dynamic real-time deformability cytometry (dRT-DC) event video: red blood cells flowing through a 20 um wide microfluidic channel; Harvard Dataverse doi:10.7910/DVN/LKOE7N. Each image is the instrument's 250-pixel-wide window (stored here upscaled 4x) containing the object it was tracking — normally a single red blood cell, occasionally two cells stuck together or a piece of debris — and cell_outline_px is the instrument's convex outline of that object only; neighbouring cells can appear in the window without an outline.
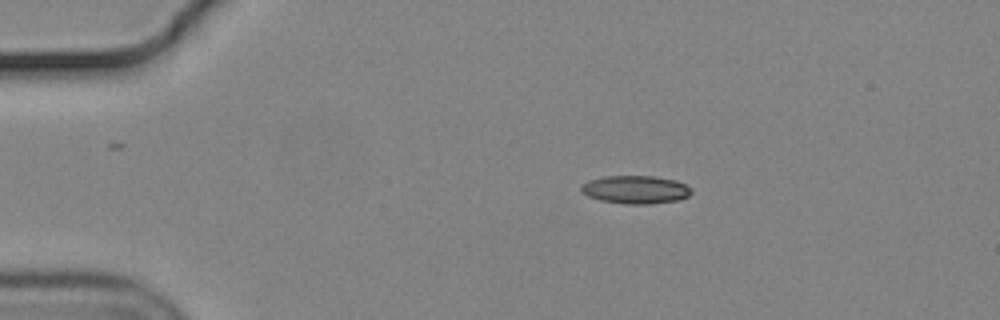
{"species": "common noctule bat (a hibernating species)", "species_latin": "Nyctalus noctula", "temperature_condition": "cold", "stored_images_in_passage": 46, "camera_frame_rate_fps": 3000, "um_per_image_px": 0.085, "animal": {"sex": "male", "body_mass_g": 19.2, "forearm_length_mm": 51.8}, "frame": {"image": 1, "passage_image": 1, "time_ms": 0.0, "image_size_px": [1000, 320], "cell_outline_px": [[692, 192], [688, 196], [680, 200], [652, 204], [624, 204], [600, 200], [588, 196], [580, 192], [580, 184], [588, 180], [604, 176], [656, 176], [676, 180], [692, 188]], "centroid_in_image_um": [54.01, 16.12], "position_along_channel_um": 31.0, "area_um2": 18.38}}
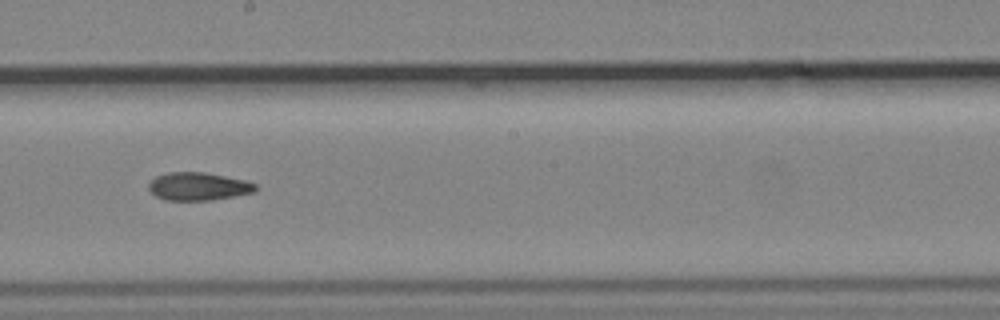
{"frame": {"image": 2, "passage_image": 22, "time_ms": 7.0, "image_size_px": [1000, 320], "cell_outline_px": [[256, 192], [208, 200], [164, 200], [156, 196], [148, 188], [148, 184], [156, 176], [168, 172], [204, 172], [244, 180], [256, 184]], "centroid_in_image_um": [16.83, 15.84], "position_along_channel_um": 231.4, "area_um2": 17.22}}
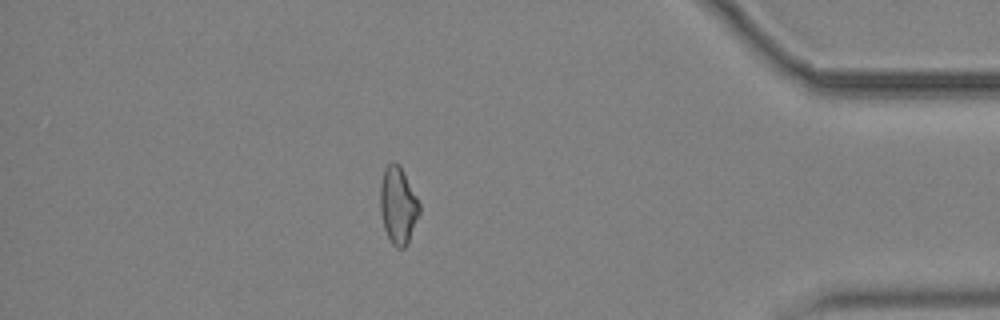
{"frame": {"image": 3, "passage_image": 39, "time_ms": 12.667, "image_size_px": [1000, 320], "cell_outline_px": [[420, 212], [408, 244], [404, 248], [396, 248], [392, 244], [384, 228], [380, 212], [380, 184], [384, 168], [392, 160], [400, 164], [420, 204]], "centroid_in_image_um": [33.83, 17.45], "position_along_channel_um": 401.4, "area_um2": 17.8}, "authors_computed_cell_mechanics": {"area_um2": 17.7735, "velocity_mm_per_s": 3.6736, "shape_relaxation_time_tau1_ms": null, "shape_relaxation_time_tau2_ms": 5.0581, "deformation_change_tau1": null, "deformation_change_tau2": 0.1236}}